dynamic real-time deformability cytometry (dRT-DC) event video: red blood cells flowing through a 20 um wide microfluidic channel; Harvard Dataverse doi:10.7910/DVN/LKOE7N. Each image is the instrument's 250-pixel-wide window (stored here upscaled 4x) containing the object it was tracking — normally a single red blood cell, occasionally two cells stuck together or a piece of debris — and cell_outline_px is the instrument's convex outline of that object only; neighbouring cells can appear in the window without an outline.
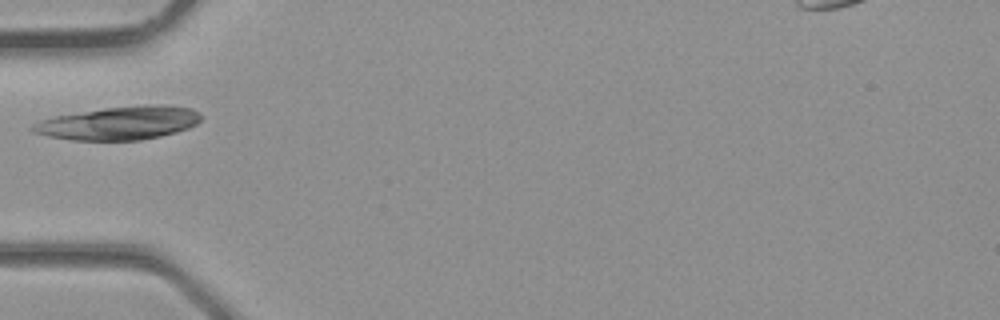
{"species": "common noctule bat (a hibernating species)", "species_latin": "Nyctalus noctula", "temperature_condition": "room temperature", "stored_images_in_passage": 2, "camera_frame_rate_fps": 3000, "um_per_image_px": 0.085, "animal": {"sex": "male", "body_mass_g": 23.1, "forearm_length_mm": 52.7}, "frame": {"image": 1, "passage_image": 2, "time_ms": 0.333, "image_size_px": [1000, 320], "cell_outline_px": [[200, 120], [196, 124], [188, 128], [176, 132], [160, 136], [140, 140], [72, 140], [48, 136], [32, 132], [28, 128], [32, 124], [40, 120], [56, 116], [104, 108], [156, 104], [160, 104], [192, 108], [200, 112]], "centroid_in_image_um": [10.11, 10.46], "position_along_channel_um": 74.9, "area_um2": 32.6}}